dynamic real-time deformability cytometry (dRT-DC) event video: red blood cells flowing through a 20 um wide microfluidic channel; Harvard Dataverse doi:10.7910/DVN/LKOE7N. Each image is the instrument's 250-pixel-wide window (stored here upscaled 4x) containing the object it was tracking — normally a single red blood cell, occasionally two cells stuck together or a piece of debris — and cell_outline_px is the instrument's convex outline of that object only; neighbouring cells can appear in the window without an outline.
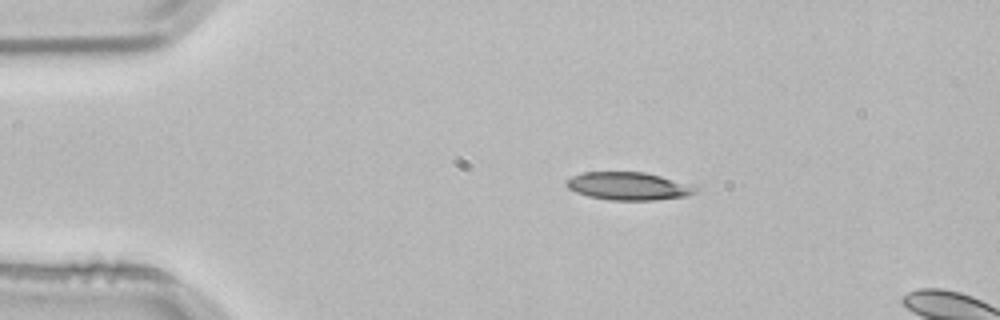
{"species": "common noctule bat (a hibernating species)", "species_latin": "Nyctalus noctula", "temperature_condition": "room temperature", "stored_images_in_passage": 2, "camera_frame_rate_fps": 3000, "um_per_image_px": 0.085, "animal": {"sex": "male", "body_mass_g": 21.5, "forearm_length_mm": 52.0}, "frame": {"image": 1, "passage_image": 1, "time_ms": 0.0, "image_size_px": [1000, 320], "cell_outline_px": [[700, 188], [696, 192], [688, 196], [652, 200], [612, 200], [588, 196], [576, 192], [568, 188], [564, 184], [572, 176], [584, 172], [644, 172], [692, 184]], "centroid_in_image_um": [53.45, 15.82], "position_along_channel_um": 31.5, "area_um2": 20.98}}